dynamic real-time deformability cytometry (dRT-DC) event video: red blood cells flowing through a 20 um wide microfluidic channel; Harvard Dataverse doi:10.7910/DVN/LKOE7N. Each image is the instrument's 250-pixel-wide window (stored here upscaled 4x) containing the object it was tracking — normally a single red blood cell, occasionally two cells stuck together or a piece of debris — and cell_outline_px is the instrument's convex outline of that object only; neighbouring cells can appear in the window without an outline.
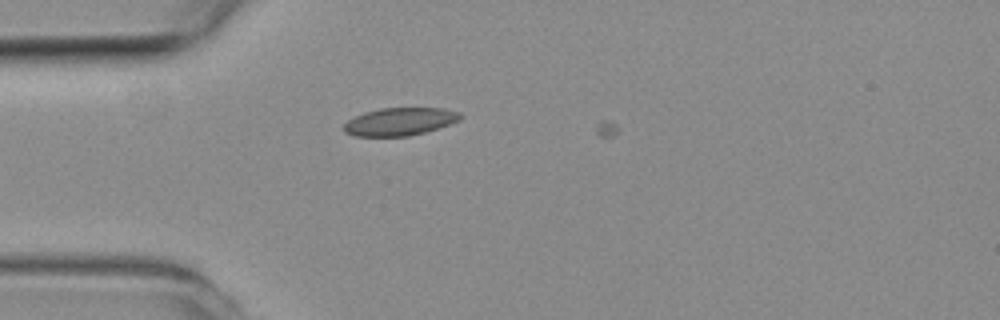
{"species": "common noctule bat (a hibernating species)", "species_latin": "Nyctalus noctula", "temperature_condition": "room temperature", "stored_images_in_passage": 35, "camera_frame_rate_fps": 3000, "um_per_image_px": 0.085, "animal": {"sex": "female", "body_mass_g": 19.3, "forearm_length_mm": 54.1}, "frame": {"image": 1, "passage_image": 1, "time_ms": 0.0, "image_size_px": [1000, 320], "cell_outline_px": [[440, 124], [416, 132], [396, 136], [368, 136], [352, 132], [348, 128], [364, 116], [376, 112], [388, 112]], "centroid_in_image_um": [33.06, 10.62], "position_along_channel_um": 51.9, "area_um2": 10.29}}
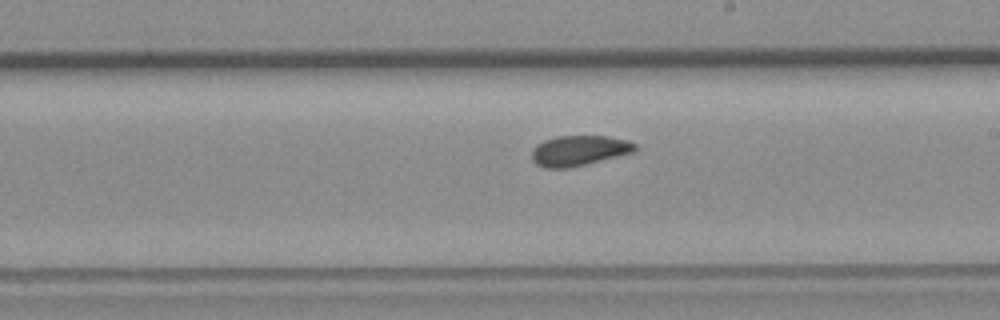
{"frame": {"image": 2, "passage_image": 16, "time_ms": 5.0, "image_size_px": [1000, 320], "cell_outline_px": [[632, 148], [620, 152], [572, 164], [544, 164], [536, 156], [536, 152], [540, 148], [556, 140], [612, 140], [628, 144]], "centroid_in_image_um": [49.16, 12.82], "position_along_channel_um": 239.8, "area_um2": 11.96}}
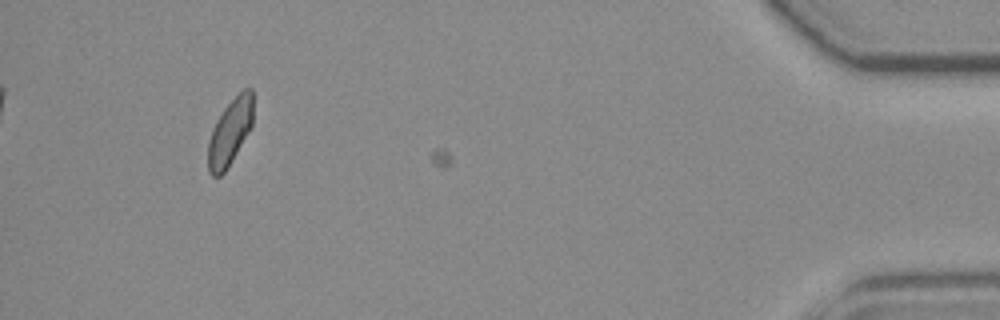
{"frame": {"image": 3, "passage_image": 35, "time_ms": 11.333, "image_size_px": [1000, 320], "cell_outline_px": [[252, 120], [248, 128], [228, 164], [216, 176], [212, 172], [208, 160], [208, 152], [212, 136], [224, 112], [232, 104], [252, 96]], "centroid_in_image_um": [19.5, 11.41], "position_along_channel_um": 415.7, "area_um2": 13.64}, "authors_computed_cell_mechanics": {"area_um2": 12.9472, "velocity_mm_per_s": 3.9578, "shape_relaxation_time_tau1_ms": null, "shape_relaxation_time_tau2_ms": 8.0698, "deformation_change_tau1": null, "deformation_change_tau2": 0.1179}}